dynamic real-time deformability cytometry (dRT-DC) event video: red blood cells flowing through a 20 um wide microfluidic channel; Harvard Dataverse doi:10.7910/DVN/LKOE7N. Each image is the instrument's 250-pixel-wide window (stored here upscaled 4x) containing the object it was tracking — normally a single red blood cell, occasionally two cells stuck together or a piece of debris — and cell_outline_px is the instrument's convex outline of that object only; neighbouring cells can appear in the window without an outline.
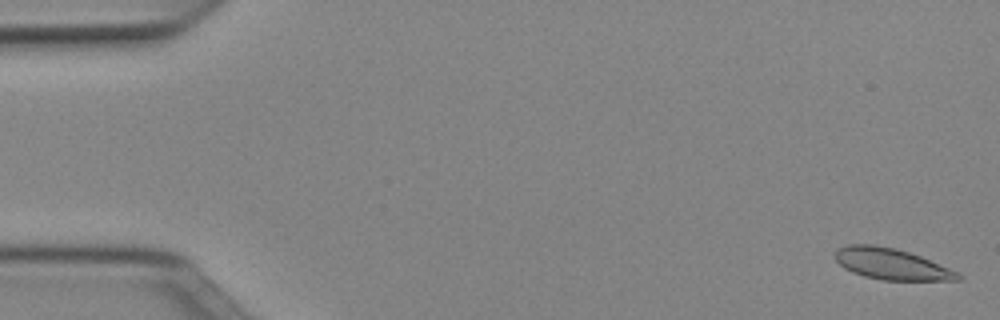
{"species": "Egyptian fruit bat (a non-hibernating species)", "species_latin": "Rousettus aegyptiacus", "temperature_condition": "cold", "stored_images_in_passage": 52, "camera_frame_rate_fps": 3000, "um_per_image_px": 0.085, "animal": {"sex": "female"}, "frame": {"image": 1, "passage_image": 1, "time_ms": 0.0, "image_size_px": [1000, 320], "cell_outline_px": [[964, 276], [960, 280], [880, 280], [864, 276], [852, 272], [844, 268], [836, 260], [836, 248], [848, 244], [872, 244], [896, 248], [920, 256], [960, 272]], "centroid_in_image_um": [75.79, 22.44], "position_along_channel_um": 9.2, "area_um2": 22.43}}
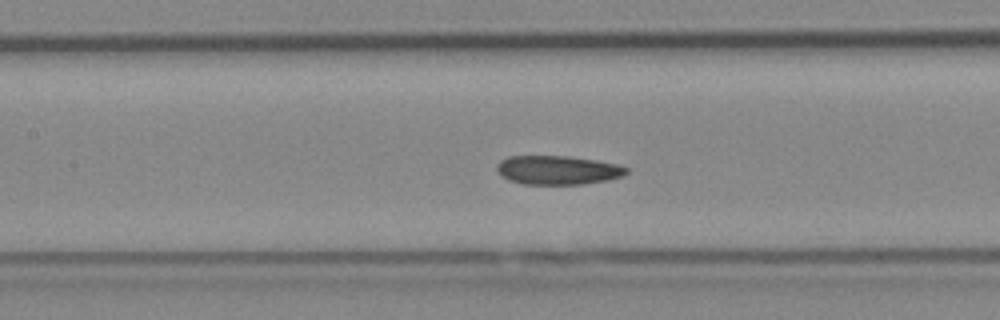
{"frame": {"image": 2, "passage_image": 23, "time_ms": 7.333, "image_size_px": [1000, 320], "cell_outline_px": [[628, 172], [624, 176], [608, 180], [584, 184], [524, 184], [508, 180], [500, 176], [496, 168], [496, 164], [500, 160], [508, 156], [568, 156], [596, 160], [616, 164], [628, 168]], "centroid_in_image_um": [47.39, 14.46], "position_along_channel_um": 160.0, "area_um2": 22.02}}
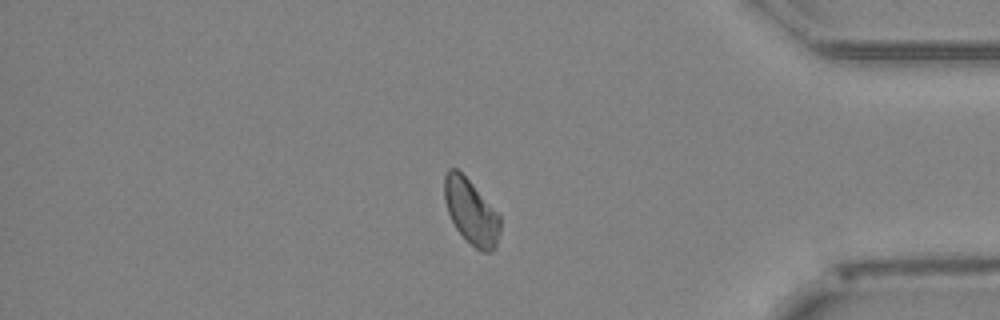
{"frame": {"image": 3, "passage_image": 43, "time_ms": 14.0, "image_size_px": [1000, 320], "cell_outline_px": [[500, 232], [496, 248], [492, 252], [480, 252], [456, 228], [448, 212], [444, 200], [444, 176], [448, 168], [456, 168], [472, 184], [500, 216]], "centroid_in_image_um": [40.04, 18.01], "position_along_channel_um": 395.2, "area_um2": 20.81}, "authors_computed_cell_mechanics": {"area_um2": 22.2241, "velocity_mm_per_s": 3.945, "shape_relaxation_time_tau1_ms": 9.7598, "shape_relaxation_time_tau2_ms": 6.1518, "deformation_change_tau1": 0.1292, "deformation_change_tau2": 0.0745}}